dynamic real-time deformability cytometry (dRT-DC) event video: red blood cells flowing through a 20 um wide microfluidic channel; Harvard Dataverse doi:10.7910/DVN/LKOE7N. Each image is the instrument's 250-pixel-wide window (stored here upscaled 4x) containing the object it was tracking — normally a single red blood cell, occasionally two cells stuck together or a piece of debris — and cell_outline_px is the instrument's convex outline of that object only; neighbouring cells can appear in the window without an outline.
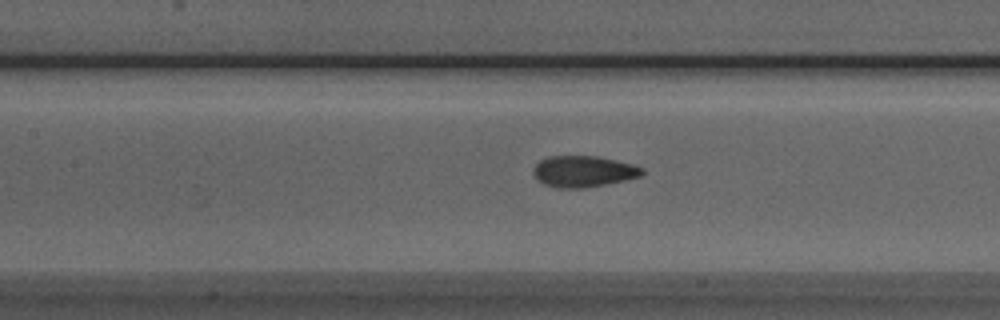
{"species": "Egyptian fruit bat (a non-hibernating species)", "species_latin": "Rousettus aegyptiacus", "temperature_condition": "room temperature", "stored_images_in_passage": 36, "camera_frame_rate_fps": 3000, "um_per_image_px": 0.085, "animal": {"sex": "male"}, "frame": {"image": 1, "passage_image": 17, "time_ms": 5.333, "image_size_px": [1000, 320], "cell_outline_px": [[644, 172], [640, 176], [624, 180], [584, 188], [556, 188], [544, 184], [536, 180], [532, 172], [532, 168], [540, 160], [548, 156], [596, 156], [616, 160], [632, 164], [644, 168]], "centroid_in_image_um": [49.54, 14.57], "position_along_channel_um": 157.9, "area_um2": 19.88}}
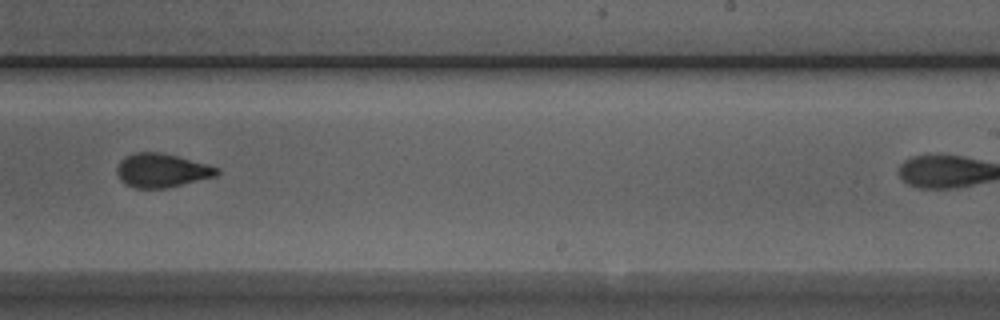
{"frame": {"image": 2, "passage_image": 26, "time_ms": 8.333, "image_size_px": [1000, 320], "cell_outline_px": [[220, 172], [216, 176], [164, 188], [136, 188], [124, 184], [120, 180], [116, 172], [116, 168], [120, 160], [124, 156], [136, 152], [160, 152], [176, 156], [220, 168]], "centroid_in_image_um": [13.7, 14.48], "position_along_channel_um": 275.3, "area_um2": 19.59}}
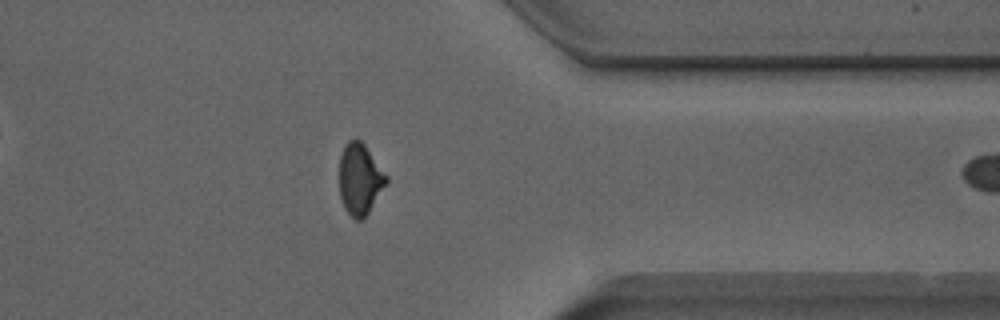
{"frame": {"image": 3, "passage_image": 35, "time_ms": 11.333, "image_size_px": [1000, 320], "cell_outline_px": [[388, 180], [368, 212], [360, 220], [356, 220], [344, 208], [340, 196], [340, 156], [344, 144], [348, 140], [356, 136], [364, 144], [388, 176]], "centroid_in_image_um": [30.57, 15.17], "position_along_channel_um": 380.8, "area_um2": 19.31}}